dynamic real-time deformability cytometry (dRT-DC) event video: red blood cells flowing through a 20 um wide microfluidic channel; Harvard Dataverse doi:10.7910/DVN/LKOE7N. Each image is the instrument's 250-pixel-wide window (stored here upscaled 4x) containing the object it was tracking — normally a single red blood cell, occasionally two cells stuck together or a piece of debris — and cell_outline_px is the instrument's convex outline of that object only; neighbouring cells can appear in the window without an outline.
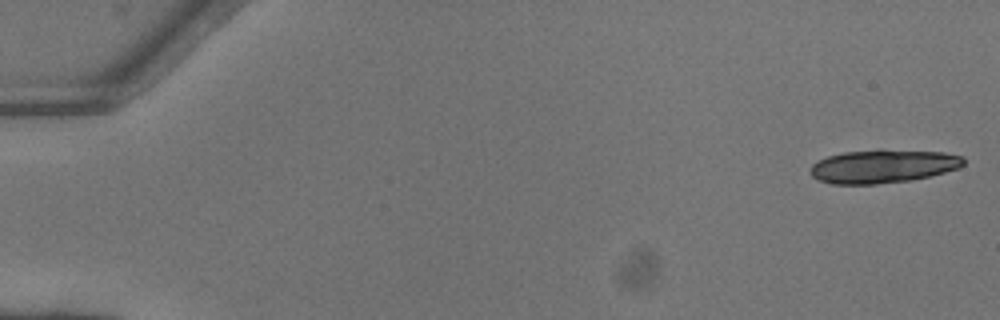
{"species": "common noctule bat (a hibernating species)", "species_latin": "Nyctalus noctula", "temperature_condition": "warm", "stored_images_in_passage": 19, "camera_frame_rate_fps": 3000, "um_per_image_px": 0.085, "animal": {"sex": "female"}, "frame": {"image": 1, "passage_image": 1, "time_ms": 0.0, "image_size_px": [1000, 320], "cell_outline_px": [[964, 164], [956, 168], [944, 172], [928, 176], [908, 180], [876, 184], [832, 184], [816, 180], [812, 176], [812, 164], [828, 156], [844, 152], [880, 148], [944, 152], [964, 156]], "centroid_in_image_um": [75.05, 14.11], "position_along_channel_um": 9.9, "area_um2": 30.0}}